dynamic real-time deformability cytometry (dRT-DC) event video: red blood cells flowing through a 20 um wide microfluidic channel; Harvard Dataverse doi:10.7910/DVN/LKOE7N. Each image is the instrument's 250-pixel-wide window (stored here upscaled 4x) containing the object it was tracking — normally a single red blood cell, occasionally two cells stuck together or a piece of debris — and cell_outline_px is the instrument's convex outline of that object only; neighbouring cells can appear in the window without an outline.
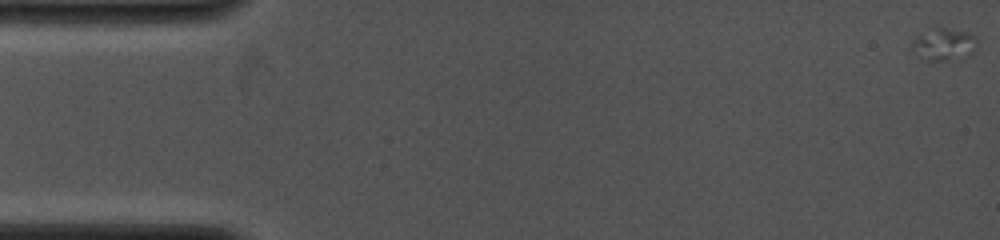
{"species": "common noctule bat (a hibernating species)", "species_latin": "Nyctalus noctula", "temperature_condition": "cold", "stored_images_in_passage": 26, "camera_frame_rate_fps": 4000, "um_per_image_px": 0.085, "animal": {"sex": "female", "body_mass_g": 19.0, "forearm_length_mm": 53.3}, "frame": {"image": 1, "passage_image": 1, "time_ms": 0.0, "image_size_px": [1000, 240], "cell_outline_px": [[976, 48], [964, 60], [924, 60], [916, 56], [912, 48], [912, 40], [916, 36], [936, 24], [968, 32], [976, 36]], "centroid_in_image_um": [80.22, 3.74], "position_along_channel_um": 4.8, "area_um2": 13.01}}